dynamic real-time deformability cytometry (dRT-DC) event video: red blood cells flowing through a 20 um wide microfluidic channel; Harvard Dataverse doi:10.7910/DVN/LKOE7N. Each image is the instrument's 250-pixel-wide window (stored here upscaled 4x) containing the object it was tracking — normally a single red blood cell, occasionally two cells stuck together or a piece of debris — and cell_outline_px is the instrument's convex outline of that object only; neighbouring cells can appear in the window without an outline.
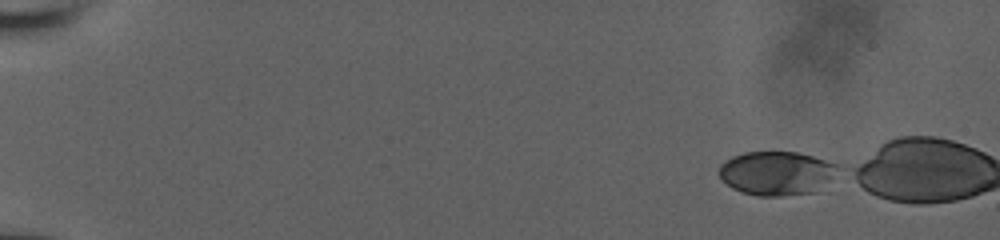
{"species": "human", "species_latin": "Homo sapiens", "temperature_condition": "room temperature", "stored_images_in_passage": 7, "camera_frame_rate_fps": 3000, "um_per_image_px": 0.085, "donor": {"sex": "male"}, "frame": {"image": 1, "passage_image": 1, "time_ms": 0.0, "image_size_px": [1000, 240], "cell_outline_px": [[840, 168], [816, 192], [780, 196], [756, 196], [740, 192], [732, 188], [720, 176], [720, 164], [724, 160], [732, 156], [744, 152], [796, 152], [812, 156], [836, 164]], "centroid_in_image_um": [65.98, 14.72], "position_along_channel_um": 19.0, "area_um2": 30.23}}